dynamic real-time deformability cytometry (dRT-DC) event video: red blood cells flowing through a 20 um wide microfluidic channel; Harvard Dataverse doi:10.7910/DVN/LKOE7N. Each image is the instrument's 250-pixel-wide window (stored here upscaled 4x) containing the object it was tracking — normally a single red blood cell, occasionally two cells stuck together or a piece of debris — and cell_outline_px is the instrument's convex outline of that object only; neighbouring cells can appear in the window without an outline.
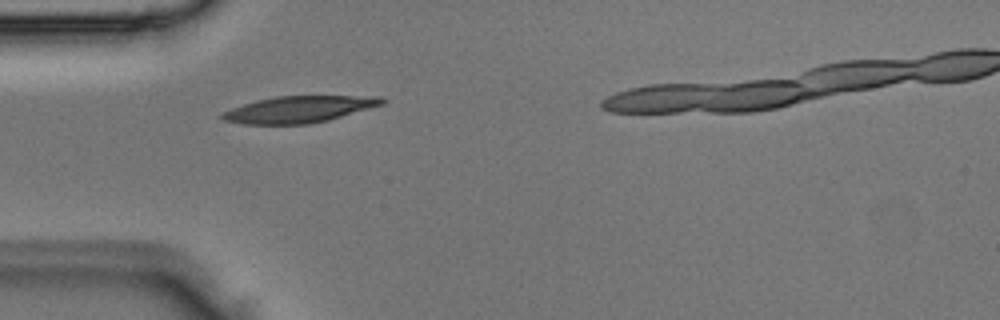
{"species": "Egyptian fruit bat (a non-hibernating species)", "species_latin": "Rousettus aegyptiacus", "temperature_condition": "room temperature", "stored_images_in_passage": 2, "segment_of_instrument_passage": [1, 2], "camera_frame_rate_fps": 3000, "um_per_image_px": 0.085, "animal": {"sex": "male"}, "frame": {"image": 1, "passage_image": 1, "time_ms": 0.0, "image_size_px": [1000, 320], "cell_outline_px": [[388, 100], [384, 104], [328, 120], [308, 124], [244, 124], [224, 120], [220, 116], [220, 112], [256, 100], [276, 96], [380, 96]], "centroid_in_image_um": [25.42, 9.29], "position_along_channel_um": 59.6, "area_um2": 24.74}}